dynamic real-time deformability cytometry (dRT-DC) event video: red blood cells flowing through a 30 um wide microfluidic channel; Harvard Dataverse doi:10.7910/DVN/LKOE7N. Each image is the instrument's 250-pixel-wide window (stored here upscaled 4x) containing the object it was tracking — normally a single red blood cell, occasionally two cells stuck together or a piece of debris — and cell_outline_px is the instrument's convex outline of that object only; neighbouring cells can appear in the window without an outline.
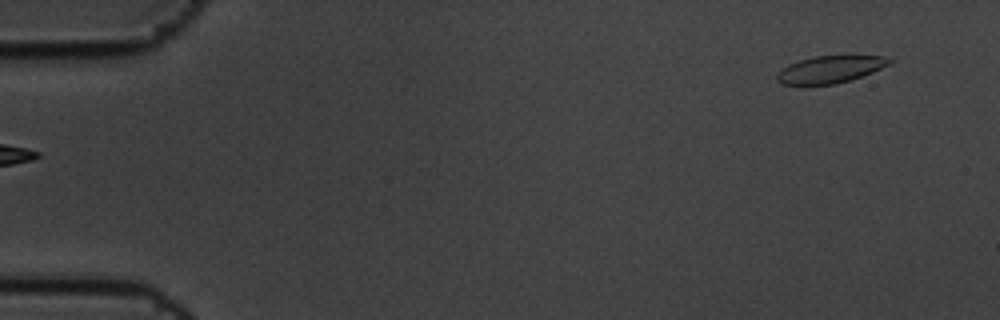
{"species": "common noctule bat (a hibernating species)", "species_latin": "Nyctalus noctula", "temperature_condition": "cold", "stored_images_in_passage": 2, "camera_frame_rate_fps": 3000, "um_per_image_px": 0.085, "animal": {"sex": "male", "body_mass_g": 19.5, "forearm_length_mm": 54.6}, "frame": {"image": 1, "passage_image": 2, "time_ms": 0.333, "image_size_px": [1000, 320], "cell_outline_px": [[892, 64], [852, 80], [836, 84], [784, 84], [776, 80], [776, 76], [788, 64], [800, 60], [816, 56], [884, 56], [892, 60]], "centroid_in_image_um": [70.61, 5.9], "position_along_channel_um": 14.4, "area_um2": 17.57}}